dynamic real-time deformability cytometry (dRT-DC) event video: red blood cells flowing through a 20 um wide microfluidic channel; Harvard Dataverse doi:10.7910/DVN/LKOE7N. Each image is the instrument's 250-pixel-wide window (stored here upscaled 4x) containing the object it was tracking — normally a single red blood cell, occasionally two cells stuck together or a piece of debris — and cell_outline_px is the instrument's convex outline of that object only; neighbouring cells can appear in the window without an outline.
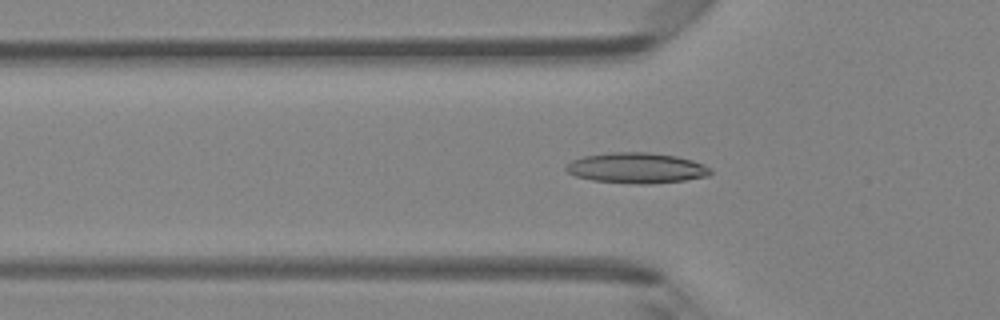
{"species": "Egyptian fruit bat (a non-hibernating species)", "species_latin": "Rousettus aegyptiacus", "temperature_condition": "room temperature", "stored_images_in_passage": 36, "camera_frame_rate_fps": 3000, "um_per_image_px": 0.085, "animal": {"sex": "female"}, "frame": {"image": 1, "passage_image": 4, "time_ms": 1.0, "image_size_px": [1000, 320], "cell_outline_px": [[712, 172], [708, 176], [684, 180], [648, 184], [640, 184], [592, 180], [576, 176], [568, 172], [564, 168], [572, 160], [584, 156], [608, 152], [648, 152], [676, 156], [692, 160], [704, 164], [712, 168]], "centroid_in_image_um": [54.13, 14.27], "position_along_channel_um": 71.7, "area_um2": 25.66}}
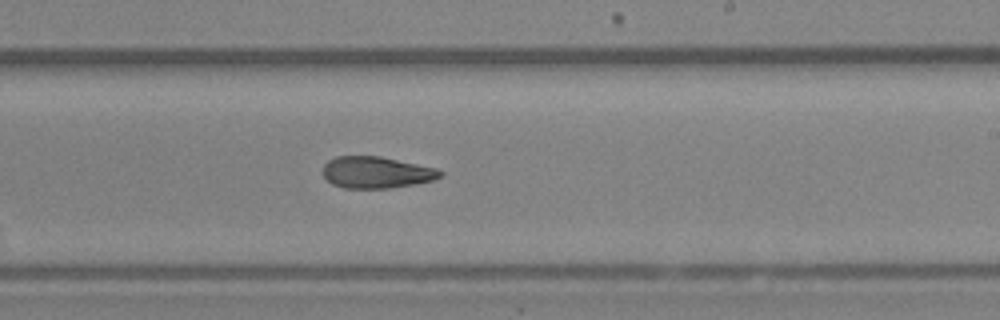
{"frame": {"image": 2, "passage_image": 17, "time_ms": 5.333, "image_size_px": [1000, 320], "cell_outline_px": [[444, 176], [432, 180], [416, 184], [388, 188], [344, 188], [332, 184], [320, 172], [324, 164], [328, 160], [336, 156], [380, 156], [436, 168], [444, 172]], "centroid_in_image_um": [31.97, 14.65], "position_along_channel_um": 257.0, "area_um2": 21.79}}
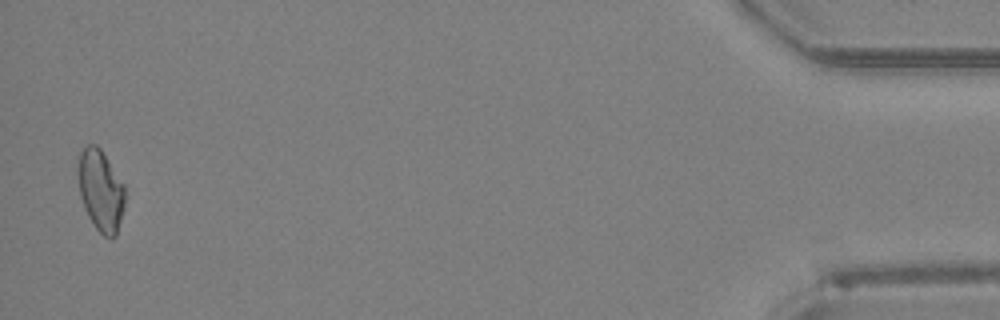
{"frame": {"image": 3, "passage_image": 35, "time_ms": 11.333, "image_size_px": [1000, 320], "cell_outline_px": [[124, 208], [116, 236], [112, 240], [104, 236], [96, 228], [88, 216], [84, 208], [80, 196], [80, 152], [88, 144], [96, 144], [100, 148], [124, 184]], "centroid_in_image_um": [8.59, 16.24], "position_along_channel_um": 426.6, "area_um2": 21.79}}